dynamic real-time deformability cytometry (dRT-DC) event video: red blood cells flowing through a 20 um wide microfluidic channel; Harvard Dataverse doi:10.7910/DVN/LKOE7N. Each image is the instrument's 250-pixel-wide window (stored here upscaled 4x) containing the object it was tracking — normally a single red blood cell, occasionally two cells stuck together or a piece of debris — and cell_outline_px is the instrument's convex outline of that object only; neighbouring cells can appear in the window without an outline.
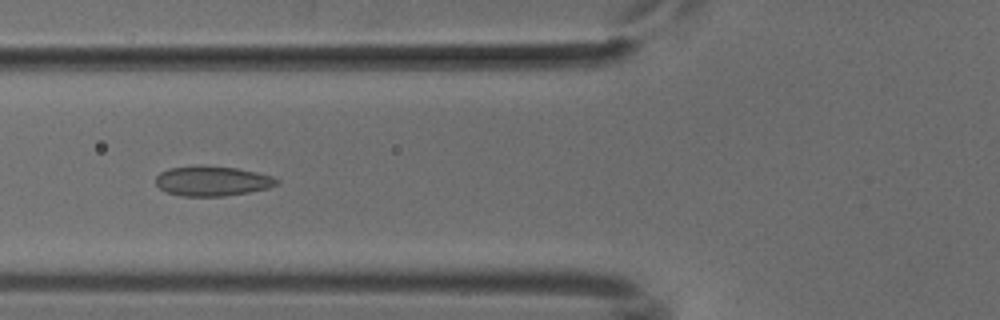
{"species": "common noctule bat (a hibernating species)", "species_latin": "Nyctalus noctula", "temperature_condition": "cold", "stored_images_in_passage": 51, "camera_frame_rate_fps": 3000, "um_per_image_px": 0.085, "animal": {"sex": "male", "body_mass_g": 18.8}, "frame": {"image": 1, "passage_image": 19, "time_ms": 6.0, "image_size_px": [1000, 320], "cell_outline_px": [[280, 184], [268, 188], [248, 192], [224, 196], [180, 196], [168, 192], [160, 188], [156, 184], [156, 176], [160, 172], [168, 168], [196, 164], [236, 168], [256, 172], [272, 176], [280, 180]], "centroid_in_image_um": [18.04, 15.37], "position_along_channel_um": 107.8, "area_um2": 21.33}}
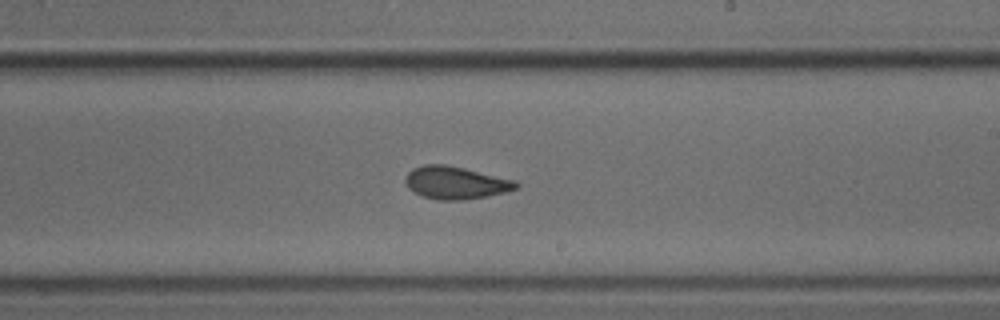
{"frame": {"image": 2, "passage_image": 30, "time_ms": 9.667, "image_size_px": [1000, 320], "cell_outline_px": [[520, 188], [488, 196], [464, 200], [436, 200], [424, 196], [408, 188], [404, 180], [408, 172], [412, 168], [424, 164], [444, 164], [464, 168], [516, 180], [520, 184]], "centroid_in_image_um": [38.75, 15.53], "position_along_channel_um": 250.2, "area_um2": 21.15}}
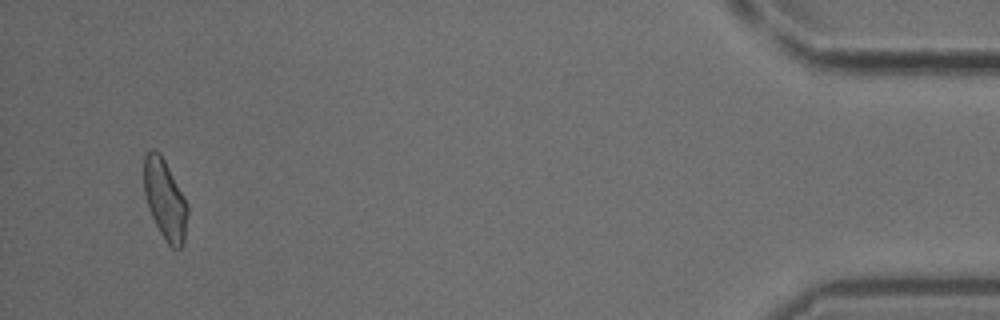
{"frame": {"image": 3, "passage_image": 49, "time_ms": 16.0, "image_size_px": [1000, 320], "cell_outline_px": [[188, 212], [184, 240], [180, 248], [172, 248], [164, 240], [148, 208], [144, 192], [144, 156], [152, 148], [160, 152], [184, 196], [188, 204]], "centroid_in_image_um": [14.02, 16.95], "position_along_channel_um": 421.2, "area_um2": 20.29}}